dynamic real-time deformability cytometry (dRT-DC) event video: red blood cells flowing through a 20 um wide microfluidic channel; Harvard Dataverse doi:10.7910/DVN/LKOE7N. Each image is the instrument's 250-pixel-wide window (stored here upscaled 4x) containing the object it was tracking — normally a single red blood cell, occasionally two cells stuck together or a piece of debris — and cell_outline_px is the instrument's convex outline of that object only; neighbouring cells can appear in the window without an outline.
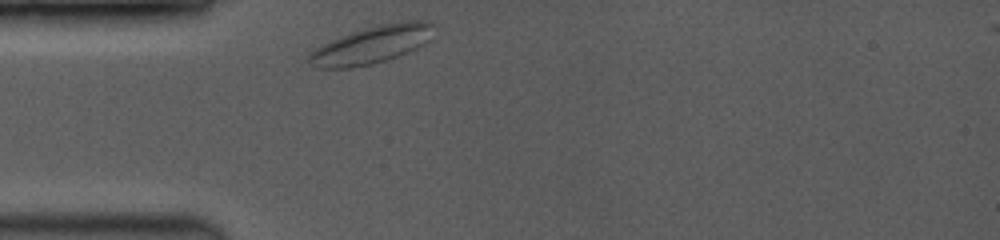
{"species": "common noctule bat (a hibernating species)", "species_latin": "Nyctalus noctula", "temperature_condition": "room temperature", "stored_images_in_passage": 2, "camera_frame_rate_fps": 3500, "um_per_image_px": 0.085, "animal": {"sex": "female", "body_mass_g": 19.0, "forearm_length_mm": 53.3}, "frame": {"image": 1, "passage_image": 1, "time_ms": 0.0, "image_size_px": [1000, 240], "cell_outline_px": [[436, 40], [408, 52], [372, 64], [348, 68], [316, 68], [308, 64], [308, 52], [320, 44], [340, 36], [364, 28], [380, 24], [408, 20], [432, 20]], "centroid_in_image_um": [31.65, 3.78], "position_along_channel_um": 53.3, "area_um2": 28.09}}